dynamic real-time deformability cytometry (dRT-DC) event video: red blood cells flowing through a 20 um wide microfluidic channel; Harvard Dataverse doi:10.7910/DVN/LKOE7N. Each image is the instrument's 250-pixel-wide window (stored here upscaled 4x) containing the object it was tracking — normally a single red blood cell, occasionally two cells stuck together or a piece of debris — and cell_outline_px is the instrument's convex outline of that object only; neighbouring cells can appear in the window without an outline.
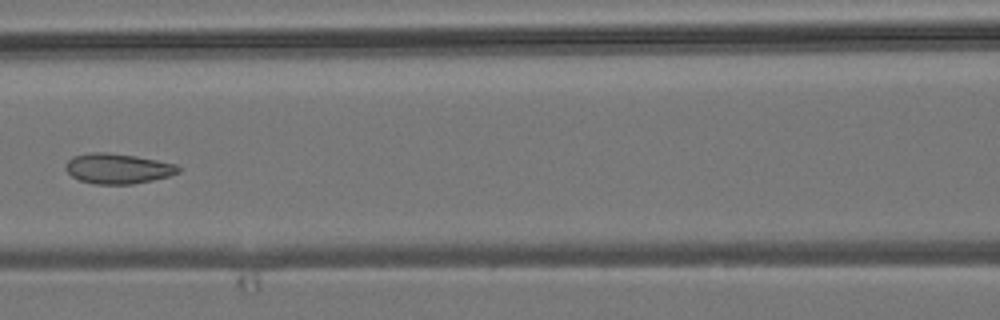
{"species": "common noctule bat (a hibernating species)", "species_latin": "Nyctalus noctula", "temperature_condition": "room temperature", "stored_images_in_passage": 7, "camera_frame_rate_fps": 3000, "um_per_image_px": 0.085, "animal": {"sex": "male", "body_mass_g": 19.2, "forearm_length_mm": 51.8}, "frame": {"image": 1, "passage_image": 6, "time_ms": 6.667, "image_size_px": [1000, 320], "cell_outline_px": [[180, 172], [168, 176], [152, 180], [132, 184], [96, 184], [80, 180], [72, 176], [64, 168], [64, 164], [72, 156], [92, 152], [108, 152], [136, 156], [176, 164], [180, 168]], "centroid_in_image_um": [9.98, 14.32], "position_along_channel_um": 156.6, "area_um2": 19.83}}
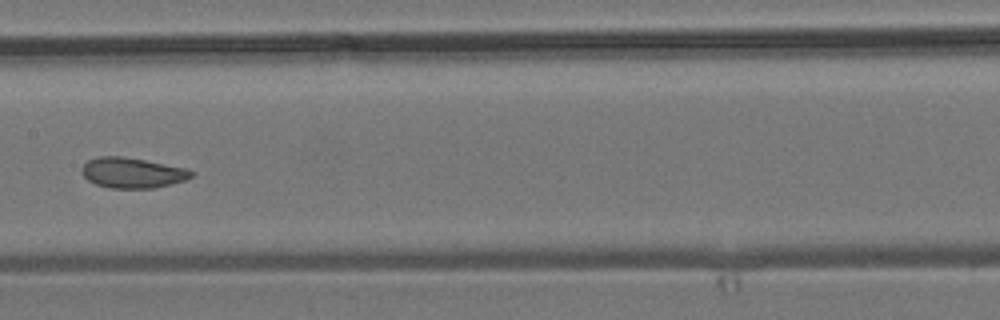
{"frame": {"image": 2, "passage_image": 7, "time_ms": 7.667, "image_size_px": [1000, 320], "cell_outline_px": [[196, 172], [192, 176], [184, 180], [152, 188], [108, 188], [96, 184], [88, 180], [84, 176], [80, 168], [88, 160], [96, 156], [124, 156], [188, 168]], "centroid_in_image_um": [11.24, 14.67], "position_along_channel_um": 196.2, "area_um2": 19.48}}